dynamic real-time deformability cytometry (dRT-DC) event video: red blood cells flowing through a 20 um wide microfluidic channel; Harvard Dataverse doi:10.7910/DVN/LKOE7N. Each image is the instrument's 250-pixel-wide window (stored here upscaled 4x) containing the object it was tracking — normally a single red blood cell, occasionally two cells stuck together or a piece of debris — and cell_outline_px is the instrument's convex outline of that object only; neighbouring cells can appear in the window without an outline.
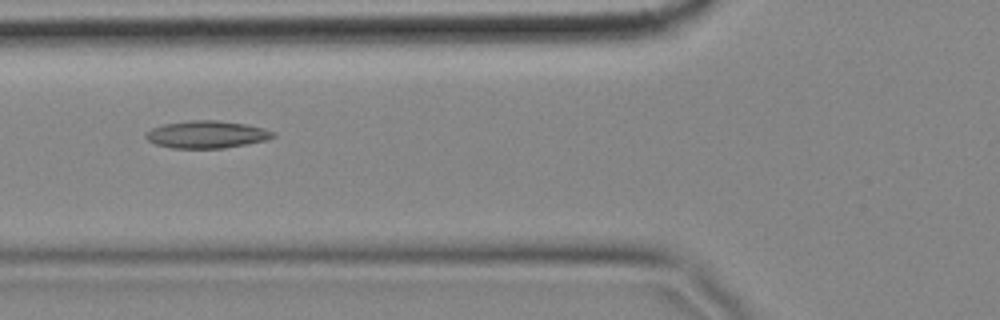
{"species": "common noctule bat (a hibernating species)", "species_latin": "Nyctalus noctula", "temperature_condition": "cold", "stored_images_in_passage": 57, "camera_frame_rate_fps": 3000, "um_per_image_px": 0.085, "animal": {"sex": "female", "body_mass_g": 18.4}, "frame": {"image": 1, "passage_image": 21, "time_ms": 6.667, "image_size_px": [1000, 320], "cell_outline_px": [[276, 136], [268, 140], [224, 148], [172, 148], [156, 144], [148, 140], [144, 136], [152, 128], [164, 124], [188, 120], [216, 120], [248, 124], [264, 128], [276, 132]], "centroid_in_image_um": [17.62, 11.42], "position_along_channel_um": 108.2, "area_um2": 20.4}}
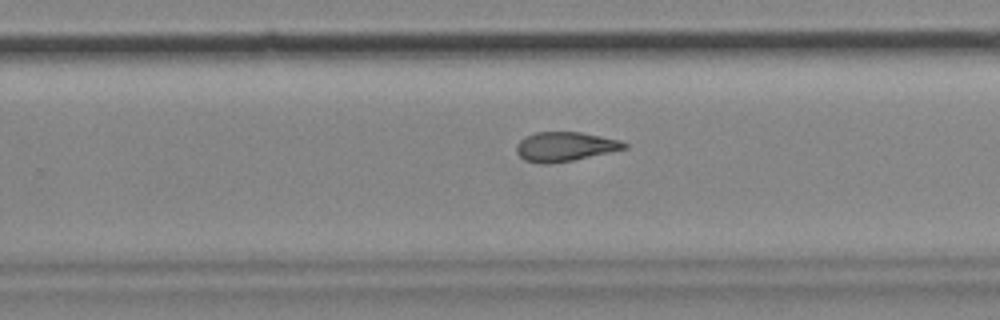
{"frame": {"image": 2, "passage_image": 36, "time_ms": 11.667, "image_size_px": [1000, 320], "cell_outline_px": [[628, 148], [612, 152], [576, 160], [548, 164], [544, 164], [524, 160], [516, 152], [516, 144], [524, 136], [536, 132], [580, 132], [620, 140], [628, 144]], "centroid_in_image_um": [48.03, 12.47], "position_along_channel_um": 281.8, "area_um2": 18.67}}
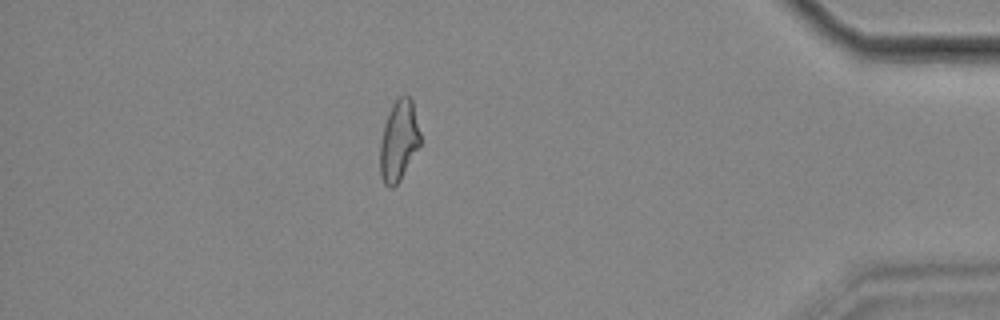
{"frame": {"image": 3, "passage_image": 50, "time_ms": 16.333, "image_size_px": [1000, 320], "cell_outline_px": [[420, 144], [400, 180], [392, 188], [388, 188], [384, 184], [380, 176], [380, 144], [384, 124], [388, 112], [392, 104], [400, 96], [408, 96], [412, 100], [420, 132]], "centroid_in_image_um": [33.88, 11.97], "position_along_channel_um": 401.3, "area_um2": 18.79}, "authors_computed_cell_mechanics": {"area_um2": 19.4786, "velocity_mm_per_s": 3.483, "shape_relaxation_time_tau1_ms": null, "shape_relaxation_time_tau2_ms": 4.2919, "deformation_change_tau1": null, "deformation_change_tau2": 0.1217}}